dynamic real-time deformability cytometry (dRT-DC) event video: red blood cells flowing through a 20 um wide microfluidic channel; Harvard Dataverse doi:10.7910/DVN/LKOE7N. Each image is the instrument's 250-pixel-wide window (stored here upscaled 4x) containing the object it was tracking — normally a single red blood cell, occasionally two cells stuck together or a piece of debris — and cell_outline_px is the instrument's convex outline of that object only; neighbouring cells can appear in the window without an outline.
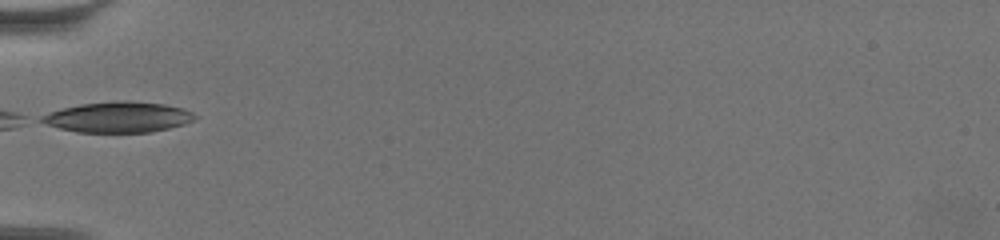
{"species": "common noctule bat (a hibernating species)", "species_latin": "Nyctalus noctula", "temperature_condition": "warm", "stored_images_in_passage": 7, "camera_frame_rate_fps": 3000, "um_per_image_px": 0.085, "animal": {"sex": "female", "body_mass_g": 19.5, "forearm_length_mm": 54.1}, "frame": {"image": 1, "passage_image": 1, "time_ms": 0.0, "image_size_px": [1000, 240], "cell_outline_px": [[196, 116], [192, 120], [184, 124], [152, 132], [76, 132], [60, 128], [48, 124], [40, 120], [40, 116], [64, 108], [80, 104], [116, 100], [124, 100], [164, 104], [184, 108], [192, 112]], "centroid_in_image_um": [10.07, 9.95], "position_along_channel_um": 74.9, "area_um2": 27.11}}